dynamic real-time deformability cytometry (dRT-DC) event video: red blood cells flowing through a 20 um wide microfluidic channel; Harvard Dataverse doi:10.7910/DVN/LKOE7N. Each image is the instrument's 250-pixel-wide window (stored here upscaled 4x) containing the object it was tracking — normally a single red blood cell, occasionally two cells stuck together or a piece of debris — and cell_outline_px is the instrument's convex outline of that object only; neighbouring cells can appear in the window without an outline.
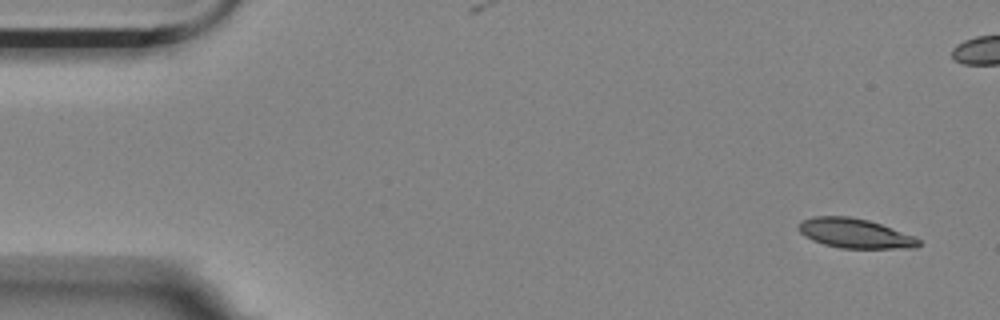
{"species": "Egyptian fruit bat (a non-hibernating species)", "species_latin": "Rousettus aegyptiacus", "temperature_condition": "room temperature", "stored_images_in_passage": 6, "camera_frame_rate_fps": 3000, "um_per_image_px": 0.085, "animal": {"sex": "female"}, "frame": {"image": 1, "passage_image": 1, "time_ms": 0.0, "image_size_px": [1000, 320], "cell_outline_px": [[920, 244], [916, 248], [840, 248], [824, 244], [812, 240], [804, 236], [796, 228], [800, 220], [812, 216], [848, 216], [868, 220], [880, 224], [912, 236], [920, 240]], "centroid_in_image_um": [72.59, 19.83], "position_along_channel_um": 12.4, "area_um2": 20.63}}
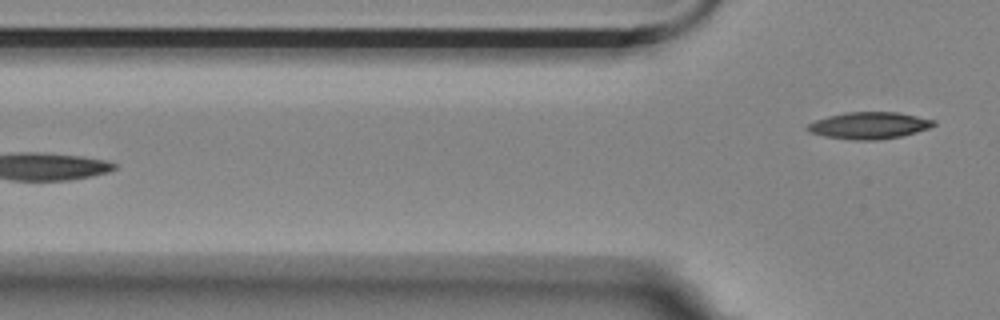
{"frame": {"image": 2, "passage_image": 6, "time_ms": 1.667, "image_size_px": [1000, 320], "cell_outline_px": [[936, 124], [928, 128], [916, 132], [900, 136], [876, 140], [852, 140], [824, 136], [808, 132], [804, 128], [808, 124], [816, 120], [828, 116], [844, 112], [896, 112], [936, 120]], "centroid_in_image_um": [73.84, 10.66], "position_along_channel_um": 52.0, "area_um2": 19.71}}